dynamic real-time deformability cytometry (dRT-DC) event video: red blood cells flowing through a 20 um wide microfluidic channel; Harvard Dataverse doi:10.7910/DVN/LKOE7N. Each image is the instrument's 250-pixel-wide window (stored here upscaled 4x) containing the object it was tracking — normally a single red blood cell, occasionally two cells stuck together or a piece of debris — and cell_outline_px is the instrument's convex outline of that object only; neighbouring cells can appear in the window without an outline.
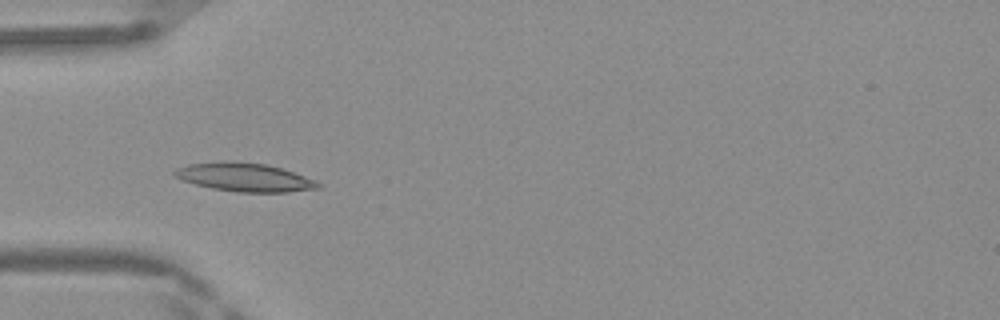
{"species": "Egyptian fruit bat (a non-hibernating species)", "species_latin": "Rousettus aegyptiacus", "temperature_condition": "warm", "stored_images_in_passage": 41, "camera_frame_rate_fps": 3000, "um_per_image_px": 0.085, "frame": {"image": 1, "passage_image": 8, "time_ms": 2.333, "image_size_px": [1000, 320], "cell_outline_px": [[320, 188], [288, 192], [236, 192], [212, 188], [196, 184], [172, 176], [172, 172], [176, 168], [188, 164], [268, 164], [284, 168], [316, 180], [320, 184]], "centroid_in_image_um": [20.87, 15.11], "position_along_channel_um": 64.1, "area_um2": 22.95}}
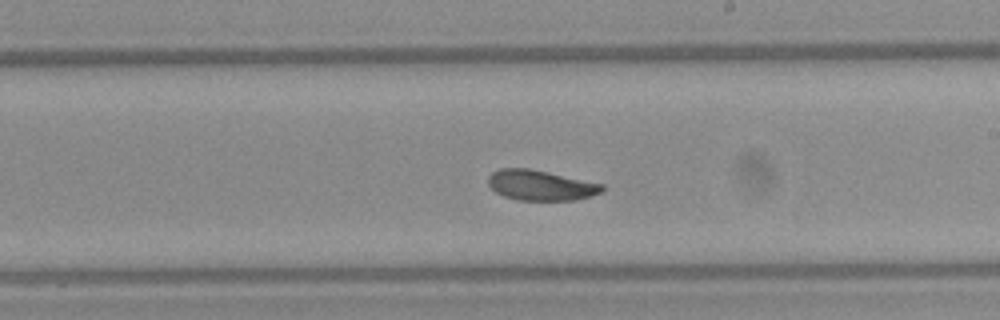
{"frame": {"image": 2, "passage_image": 21, "time_ms": 6.667, "image_size_px": [1000, 320], "cell_outline_px": [[604, 188], [600, 192], [588, 196], [572, 200], [520, 200], [504, 196], [496, 192], [488, 184], [488, 176], [492, 172], [500, 168], [528, 168], [604, 184]], "centroid_in_image_um": [45.91, 15.74], "position_along_channel_um": 243.1, "area_um2": 19.83}}
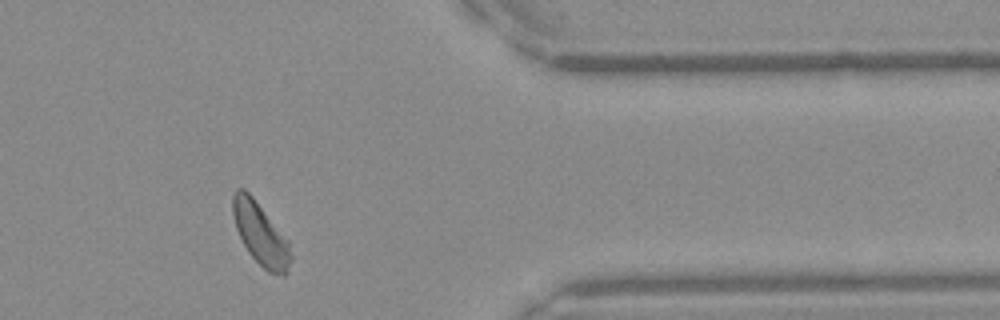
{"frame": {"image": 3, "passage_image": 33, "time_ms": 10.667, "image_size_px": [1000, 320], "cell_outline_px": [[292, 260], [288, 272], [284, 276], [268, 272], [248, 252], [236, 228], [232, 212], [232, 196], [236, 188], [244, 188], [252, 196], [288, 240], [292, 256]], "centroid_in_image_um": [22.15, 19.9], "position_along_channel_um": 389.2, "area_um2": 20.92}, "authors_computed_cell_mechanics": {"area_um2": 21.0392, "velocity_mm_per_s": 4.1512, "shape_relaxation_time_tau1_ms": 3.2953, "shape_relaxation_time_tau2_ms": 2.9747, "deformation_change_tau1": 0.1163, "deformation_change_tau2": 0.0667}}